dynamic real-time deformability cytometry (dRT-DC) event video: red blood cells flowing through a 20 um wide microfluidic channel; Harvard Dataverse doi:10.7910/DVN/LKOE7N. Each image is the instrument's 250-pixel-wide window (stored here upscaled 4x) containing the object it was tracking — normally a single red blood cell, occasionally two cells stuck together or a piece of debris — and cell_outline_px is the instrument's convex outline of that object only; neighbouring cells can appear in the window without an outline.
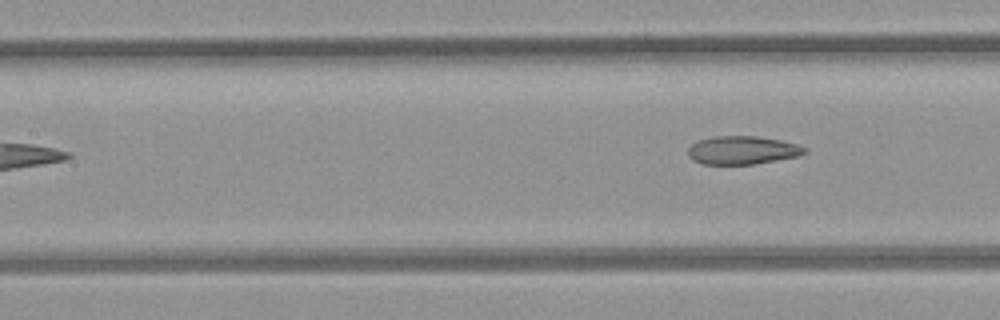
{"species": "common noctule bat (a hibernating species)", "species_latin": "Nyctalus noctula", "temperature_condition": "room temperature", "stored_images_in_passage": 5, "camera_frame_rate_fps": 3000, "um_per_image_px": 0.085, "animal": {"sex": "female", "body_mass_g": 21.9}, "frame": {"image": 1, "passage_image": 5, "time_ms": 4.667, "image_size_px": [1000, 320], "cell_outline_px": [[808, 152], [800, 156], [756, 164], [700, 164], [692, 160], [688, 156], [688, 148], [696, 140], [712, 136], [756, 136], [780, 140], [796, 144], [808, 148]], "centroid_in_image_um": [63.1, 12.77], "position_along_channel_um": 144.3, "area_um2": 19.54}}